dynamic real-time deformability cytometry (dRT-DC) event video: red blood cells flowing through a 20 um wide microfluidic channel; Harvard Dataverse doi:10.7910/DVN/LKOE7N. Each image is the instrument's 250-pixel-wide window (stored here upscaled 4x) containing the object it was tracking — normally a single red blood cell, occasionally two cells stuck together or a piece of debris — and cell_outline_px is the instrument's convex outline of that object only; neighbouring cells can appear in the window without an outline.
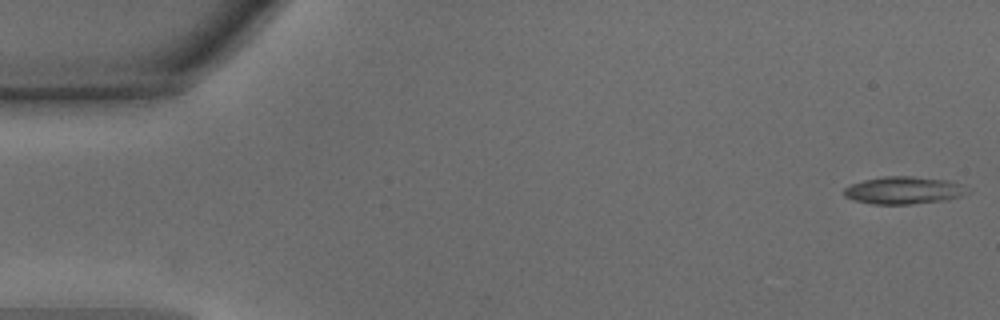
{"species": "common noctule bat (a hibernating species)", "species_latin": "Nyctalus noctula", "temperature_condition": "warm", "stored_images_in_passage": 46, "camera_frame_rate_fps": 3000, "um_per_image_px": 0.085, "animal": {"sex": "male", "body_mass_g": 15.6}, "frame": {"image": 1, "passage_image": 1, "time_ms": 0.0, "image_size_px": [1000, 320], "cell_outline_px": [[972, 192], [948, 200], [912, 204], [872, 204], [852, 200], [844, 196], [844, 188], [852, 184], [864, 180], [884, 176], [912, 176], [948, 180], [960, 184]], "centroid_in_image_um": [76.83, 16.18], "position_along_channel_um": 8.2, "area_um2": 19.88}}
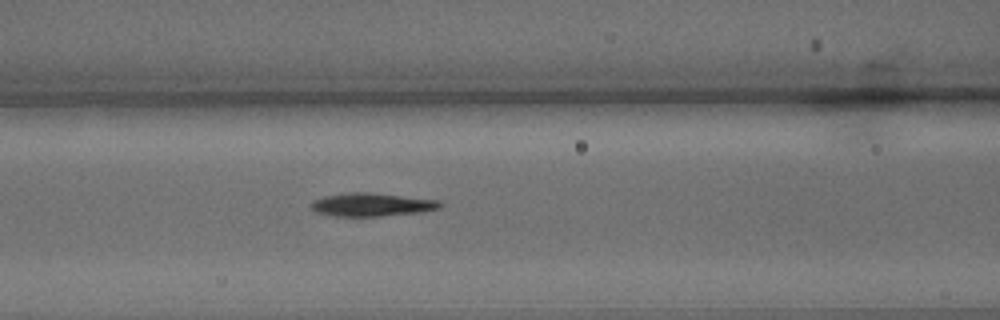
{"frame": {"image": 2, "passage_image": 19, "time_ms": 6.0, "image_size_px": [1000, 320], "cell_outline_px": [[444, 204], [440, 208], [424, 212], [380, 216], [332, 216], [316, 212], [308, 208], [308, 204], [312, 200], [324, 196], [352, 192], [372, 192], [440, 200]], "centroid_in_image_um": [31.59, 17.39], "position_along_channel_um": 135.0, "area_um2": 17.92}}
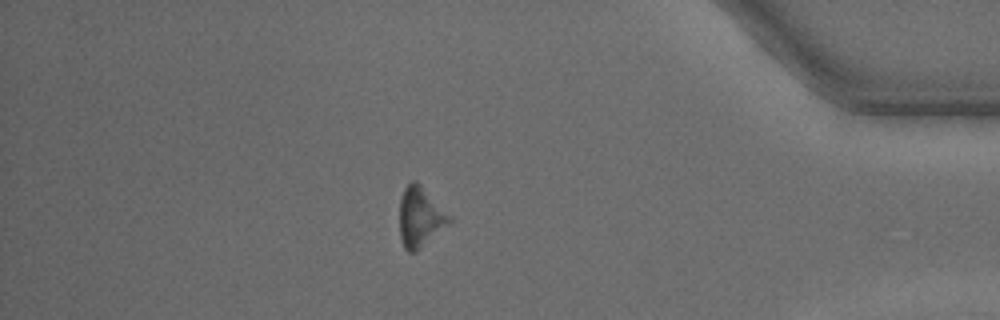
{"frame": {"image": 3, "passage_image": 40, "time_ms": 13.0, "image_size_px": [1000, 320], "cell_outline_px": [[452, 224], [416, 252], [408, 252], [404, 248], [400, 240], [400, 200], [404, 188], [412, 180], [416, 180], [452, 216]], "centroid_in_image_um": [35.75, 18.48], "position_along_channel_um": 399.4, "area_um2": 17.8}, "authors_computed_cell_mechanics": {"area_um2": 17.5134, "velocity_mm_per_s": 4.3109, "shape_relaxation_time_tau1_ms": 1.6141, "shape_relaxation_time_tau2_ms": 8.4663, "deformation_change_tau1": 0.1151, "deformation_change_tau2": 0.2039}}